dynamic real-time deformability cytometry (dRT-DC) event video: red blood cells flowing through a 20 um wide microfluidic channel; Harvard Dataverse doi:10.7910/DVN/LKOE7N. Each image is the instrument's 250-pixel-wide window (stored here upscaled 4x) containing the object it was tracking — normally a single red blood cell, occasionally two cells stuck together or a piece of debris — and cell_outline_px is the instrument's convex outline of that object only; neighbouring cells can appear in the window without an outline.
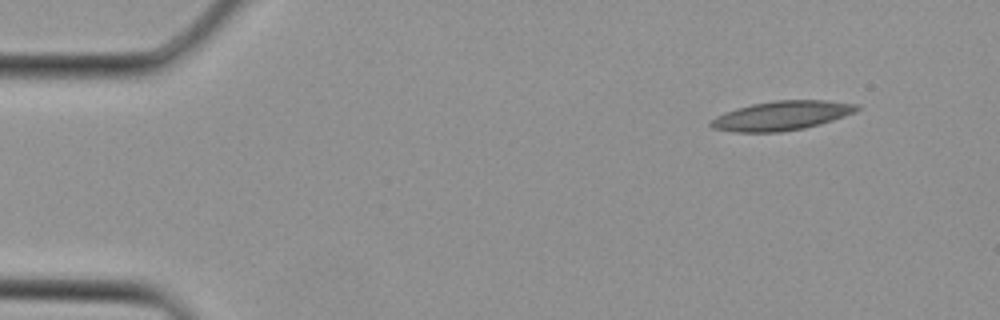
{"species": "Egyptian fruit bat (a non-hibernating species)", "species_latin": "Rousettus aegyptiacus", "temperature_condition": "cold", "stored_images_in_passage": 2, "camera_frame_rate_fps": 3000, "um_per_image_px": 0.085, "animal": {"sex": "female"}, "frame": {"image": 1, "passage_image": 1, "time_ms": 0.0, "image_size_px": [1000, 320], "cell_outline_px": [[860, 108], [856, 112], [820, 124], [804, 128], [780, 132], [732, 132], [712, 128], [708, 124], [716, 116], [736, 108], [752, 104], [776, 100], [824, 100], [860, 104]], "centroid_in_image_um": [66.45, 9.83], "position_along_channel_um": 18.6, "area_um2": 24.91}}
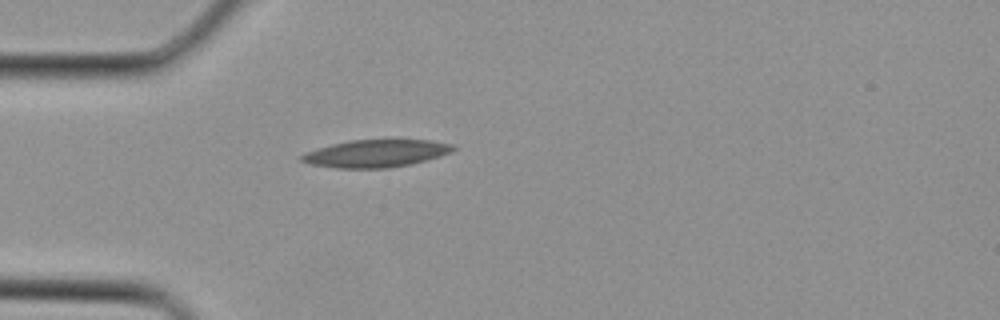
{"frame": {"image": 2, "passage_image": 2, "time_ms": 0.333, "image_size_px": [1000, 320], "cell_outline_px": [[456, 148], [452, 152], [440, 156], [408, 164], [388, 168], [336, 168], [312, 164], [300, 160], [300, 156], [304, 152], [316, 148], [348, 140], [432, 140], [452, 144]], "centroid_in_image_um": [31.93, 13.03], "position_along_channel_um": 53.1, "area_um2": 24.16}}